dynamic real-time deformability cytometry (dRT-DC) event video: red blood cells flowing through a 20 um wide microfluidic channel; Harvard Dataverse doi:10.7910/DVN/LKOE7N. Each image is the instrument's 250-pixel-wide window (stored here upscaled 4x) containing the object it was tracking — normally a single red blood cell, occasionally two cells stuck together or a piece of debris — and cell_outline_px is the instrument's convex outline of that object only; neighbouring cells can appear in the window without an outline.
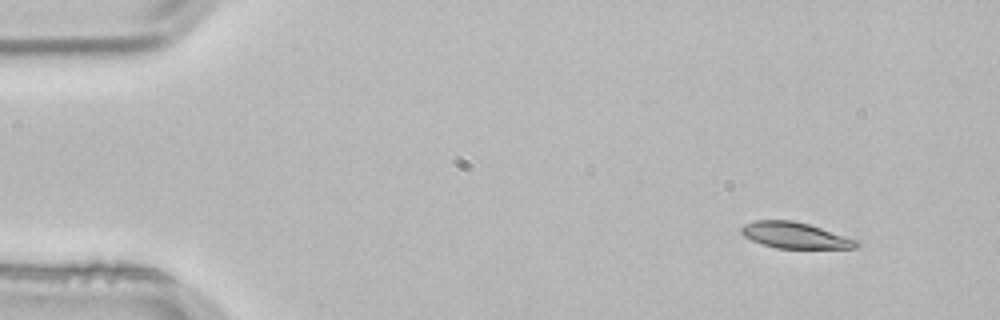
{"species": "common noctule bat (a hibernating species)", "species_latin": "Nyctalus noctula", "temperature_condition": "room temperature", "stored_images_in_passage": 3, "camera_frame_rate_fps": 3000, "um_per_image_px": 0.085, "animal": {"sex": "male", "body_mass_g": 21.5, "forearm_length_mm": 52.0}, "frame": {"image": 1, "passage_image": 1, "time_ms": 0.0, "image_size_px": [1000, 320], "cell_outline_px": [[860, 244], [856, 248], [776, 248], [752, 240], [744, 236], [740, 232], [740, 228], [744, 224], [756, 220], [792, 220], [808, 224], [860, 240]], "centroid_in_image_um": [67.6, 20.0], "position_along_channel_um": 17.4, "area_um2": 17.46}}
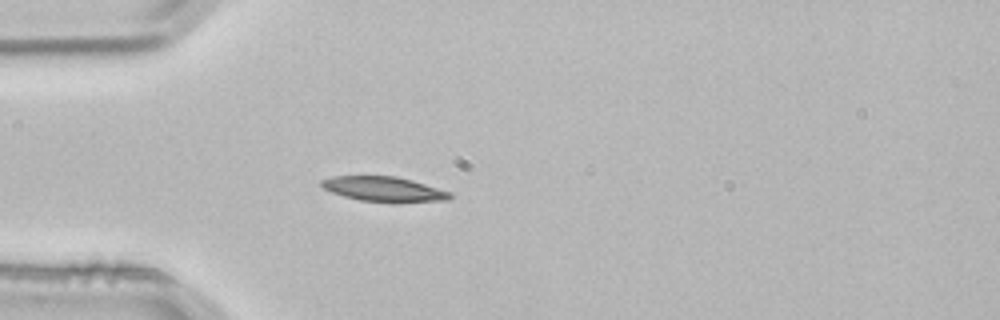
{"frame": {"image": 2, "passage_image": 3, "time_ms": 0.667, "image_size_px": [1000, 320], "cell_outline_px": [[452, 196], [448, 200], [360, 200], [344, 196], [332, 192], [324, 188], [320, 184], [320, 180], [332, 176], [396, 176], [412, 180], [452, 192]], "centroid_in_image_um": [32.58, 16.02], "position_along_channel_um": 52.4, "area_um2": 17.8}}